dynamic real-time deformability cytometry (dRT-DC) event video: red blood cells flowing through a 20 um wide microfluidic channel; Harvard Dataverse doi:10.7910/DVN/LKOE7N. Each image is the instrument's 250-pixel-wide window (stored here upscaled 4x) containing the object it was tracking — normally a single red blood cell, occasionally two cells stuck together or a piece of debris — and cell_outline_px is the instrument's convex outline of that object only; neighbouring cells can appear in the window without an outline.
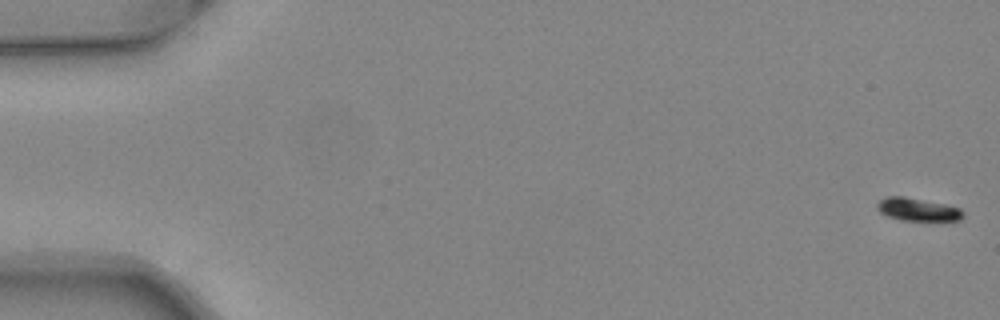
{"species": "common noctule bat (a hibernating species)", "species_latin": "Nyctalus noctula", "temperature_condition": "warm", "stored_images_in_passage": 7, "camera_frame_rate_fps": 3000, "um_per_image_px": 0.085, "animal": {"sex": "female", "body_mass_g": 24.6, "forearm_length_mm": 56.2}, "frame": {"image": 1, "passage_image": 1, "time_ms": 0.0, "image_size_px": [1000, 320], "cell_outline_px": [[964, 216], [960, 220], [900, 220], [888, 216], [880, 212], [876, 208], [876, 204], [880, 200], [888, 196], [904, 196], [944, 204], [960, 208], [964, 212]], "centroid_in_image_um": [77.99, 17.8], "position_along_channel_um": 7.0, "area_um2": 11.39}}